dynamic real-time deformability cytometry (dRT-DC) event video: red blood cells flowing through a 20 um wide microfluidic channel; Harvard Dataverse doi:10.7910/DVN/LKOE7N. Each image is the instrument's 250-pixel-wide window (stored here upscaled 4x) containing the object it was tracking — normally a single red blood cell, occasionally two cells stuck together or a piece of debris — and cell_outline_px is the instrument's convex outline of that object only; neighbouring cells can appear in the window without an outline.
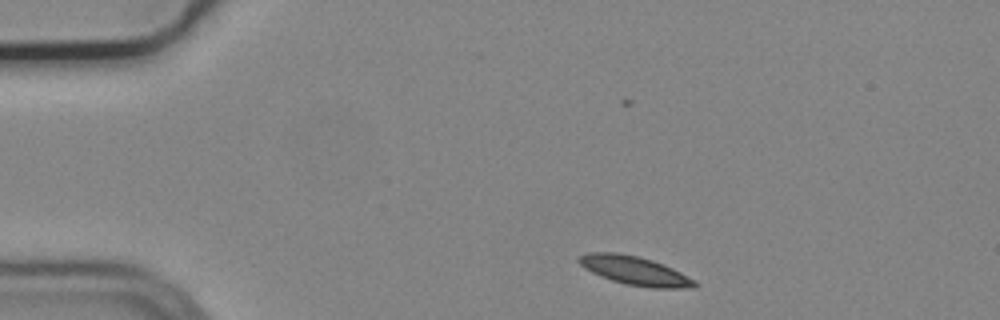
{"species": "common noctule bat (a hibernating species)", "species_latin": "Nyctalus noctula", "temperature_condition": "cold", "stored_images_in_passage": 7, "camera_frame_rate_fps": 3000, "um_per_image_px": 0.085, "animal": {"sex": "male", "body_mass_g": 19.2, "forearm_length_mm": 51.8}, "frame": {"image": 1, "passage_image": 1, "time_ms": 0.0, "image_size_px": [1000, 320], "cell_outline_px": [[696, 288], [652, 288], [624, 284], [612, 280], [592, 272], [584, 268], [576, 260], [576, 256], [588, 252], [616, 252], [636, 256], [652, 260], [664, 264], [696, 280]], "centroid_in_image_um": [53.94, 23.0], "position_along_channel_um": 31.1, "area_um2": 19.48}}
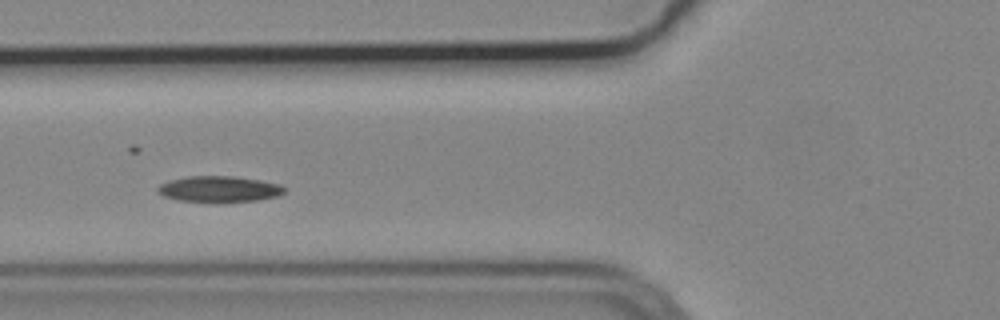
{"frame": {"image": 2, "passage_image": 4, "time_ms": 1.0, "image_size_px": [1000, 320], "cell_outline_px": [[288, 188], [284, 192], [276, 196], [256, 200], [176, 200], [164, 196], [156, 192], [156, 188], [160, 184], [168, 180], [188, 176], [236, 176], [260, 180], [280, 184]], "centroid_in_image_um": [18.61, 16.03], "position_along_channel_um": 107.2, "area_um2": 18.73}}
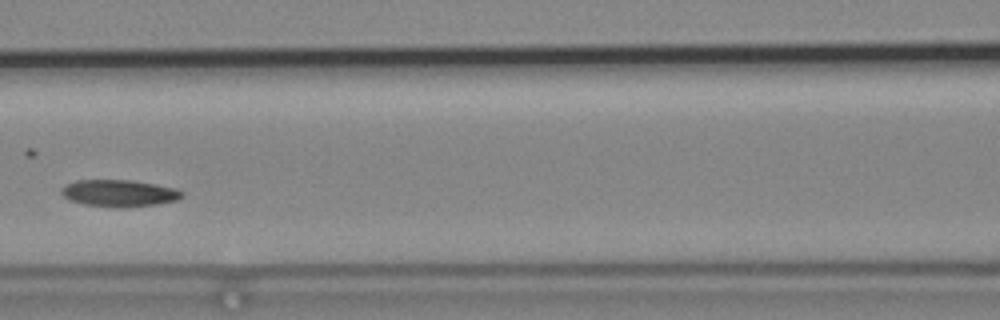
{"frame": {"image": 3, "passage_image": 5, "time_ms": 1.333, "image_size_px": [1000, 320], "cell_outline_px": [[184, 196], [176, 200], [156, 204], [128, 208], [116, 208], [84, 204], [68, 200], [60, 192], [60, 188], [64, 184], [76, 180], [132, 180], [156, 184], [176, 188], [184, 192]], "centroid_in_image_um": [10.11, 16.42], "position_along_channel_um": 156.5, "area_um2": 19.25}}